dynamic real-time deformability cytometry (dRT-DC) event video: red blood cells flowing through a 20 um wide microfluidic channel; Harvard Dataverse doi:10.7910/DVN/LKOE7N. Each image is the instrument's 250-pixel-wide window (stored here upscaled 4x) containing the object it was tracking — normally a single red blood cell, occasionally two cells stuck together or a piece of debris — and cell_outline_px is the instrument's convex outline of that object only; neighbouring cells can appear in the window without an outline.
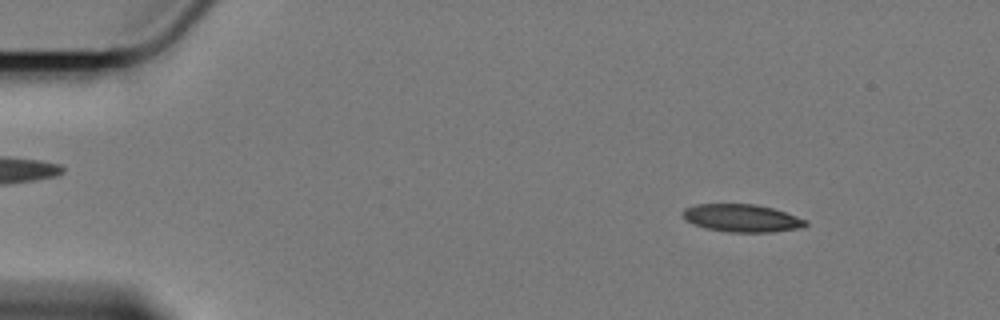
{"species": "Egyptian fruit bat (a non-hibernating species)", "species_latin": "Rousettus aegyptiacus", "temperature_condition": "cold", "stored_images_in_passage": 58, "camera_frame_rate_fps": 3000, "um_per_image_px": 0.085, "animal": {"sex": "female"}, "frame": {"image": 1, "passage_image": 7, "time_ms": 2.0, "image_size_px": [1000, 320], "cell_outline_px": [[808, 224], [804, 228], [772, 232], [728, 232], [704, 228], [688, 220], [684, 216], [684, 208], [696, 204], [756, 204], [772, 208], [808, 220]], "centroid_in_image_um": [63.12, 18.54], "position_along_channel_um": 21.9, "area_um2": 19.77}}
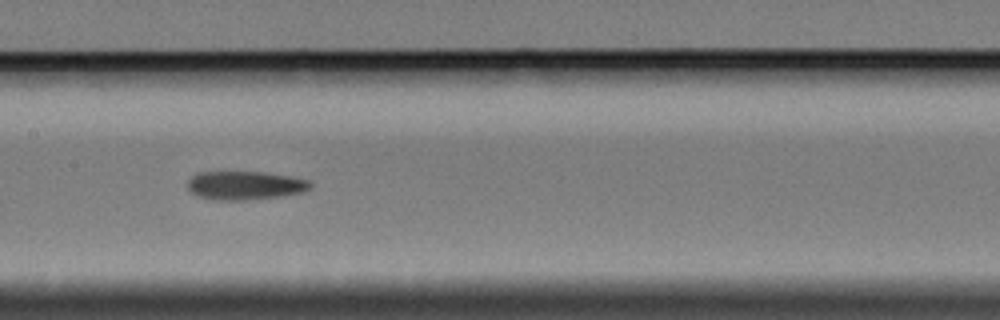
{"frame": {"image": 2, "passage_image": 29, "time_ms": 9.333, "image_size_px": [1000, 320], "cell_outline_px": [[312, 184], [304, 192], [280, 196], [244, 200], [216, 200], [200, 196], [192, 192], [188, 188], [188, 180], [192, 176], [200, 172], [264, 172], [288, 176], [308, 180]], "centroid_in_image_um": [20.82, 15.76], "position_along_channel_um": 186.6, "area_um2": 20.17}}
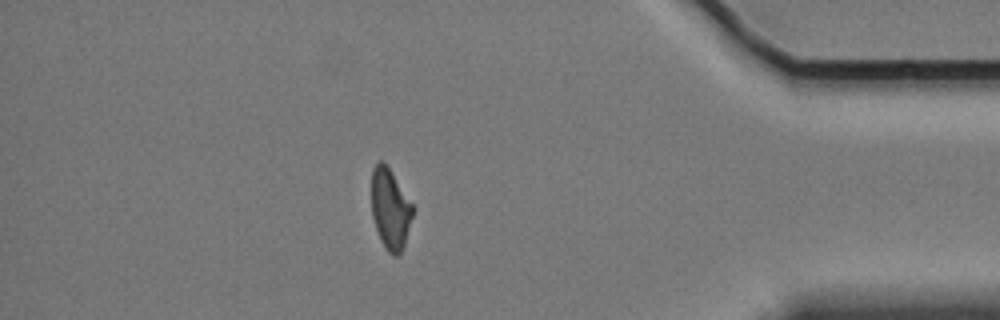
{"frame": {"image": 3, "passage_image": 51, "time_ms": 16.667, "image_size_px": [1000, 320], "cell_outline_px": [[412, 216], [404, 244], [400, 252], [396, 256], [392, 256], [384, 248], [380, 240], [372, 216], [372, 168], [376, 160], [384, 160], [412, 204]], "centroid_in_image_um": [33.14, 17.73], "position_along_channel_um": 402.1, "area_um2": 19.19}, "authors_computed_cell_mechanics": {"area_um2": 20.23, "velocity_mm_per_s": 3.4077, "shape_relaxation_time_tau1_ms": 6.4783, "shape_relaxation_time_tau2_ms": 2.9038, "deformation_change_tau1": 0.1756, "deformation_change_tau2": 0.1138}}